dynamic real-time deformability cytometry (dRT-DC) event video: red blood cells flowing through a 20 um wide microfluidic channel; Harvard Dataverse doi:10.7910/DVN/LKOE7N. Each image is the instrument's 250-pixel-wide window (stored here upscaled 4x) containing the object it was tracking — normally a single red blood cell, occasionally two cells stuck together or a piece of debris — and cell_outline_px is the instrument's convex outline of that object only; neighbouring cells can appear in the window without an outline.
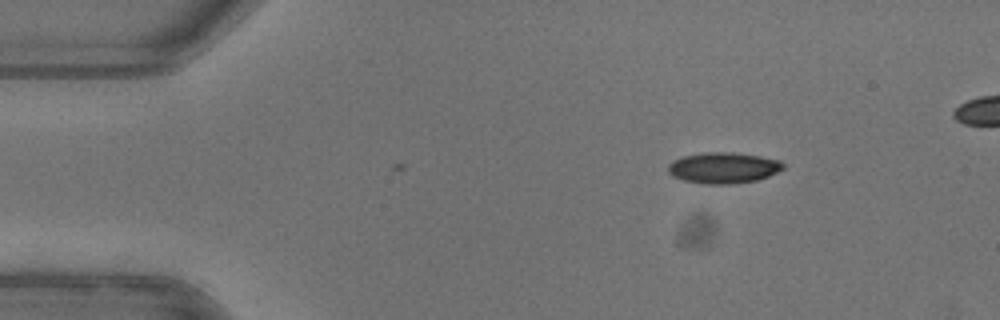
{"species": "common noctule bat (a hibernating species)", "species_latin": "Nyctalus noctula", "temperature_condition": "warm", "stored_images_in_passage": 3, "camera_frame_rate_fps": 3000, "um_per_image_px": 0.085, "animal": {"sex": "female"}, "frame": {"image": 1, "passage_image": 1, "time_ms": 0.0, "image_size_px": [1000, 320], "cell_outline_px": [[784, 168], [768, 176], [756, 180], [732, 184], [704, 184], [684, 180], [672, 176], [668, 172], [668, 164], [672, 160], [684, 156], [704, 152], [732, 152], [760, 156], [780, 160], [784, 164]], "centroid_in_image_um": [61.47, 14.26], "position_along_channel_um": 23.5, "area_um2": 20.81}}